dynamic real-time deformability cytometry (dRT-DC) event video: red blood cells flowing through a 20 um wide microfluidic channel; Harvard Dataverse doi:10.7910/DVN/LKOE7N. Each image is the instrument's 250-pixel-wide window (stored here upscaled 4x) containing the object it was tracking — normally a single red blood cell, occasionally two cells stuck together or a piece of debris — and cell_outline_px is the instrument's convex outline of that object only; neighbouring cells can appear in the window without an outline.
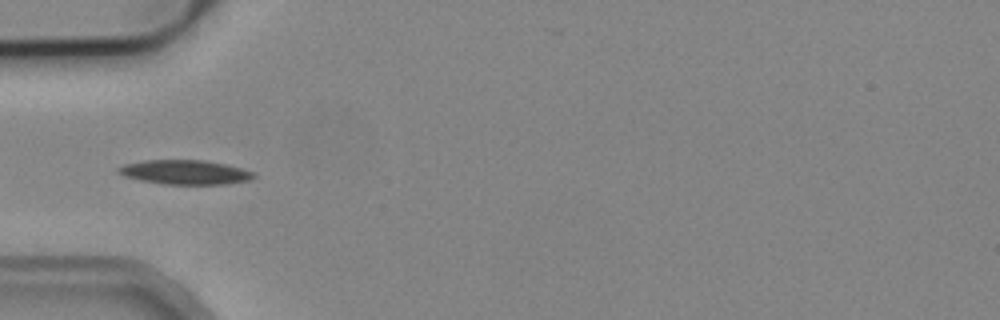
{"species": "common noctule bat (a hibernating species)", "species_latin": "Nyctalus noctula", "temperature_condition": "cold", "stored_images_in_passage": 5, "camera_frame_rate_fps": 3000, "um_per_image_px": 0.085, "animal": {"sex": "male", "body_mass_g": 19.2, "forearm_length_mm": 51.8}, "frame": {"image": 1, "passage_image": 5, "time_ms": 4.667, "image_size_px": [1000, 320], "cell_outline_px": [[256, 176], [248, 180], [224, 184], [164, 184], [140, 180], [124, 176], [116, 172], [116, 168], [124, 164], [144, 160], [204, 160], [224, 164], [240, 168], [252, 172]], "centroid_in_image_um": [15.66, 14.63], "position_along_channel_um": 69.3, "area_um2": 19.07}}